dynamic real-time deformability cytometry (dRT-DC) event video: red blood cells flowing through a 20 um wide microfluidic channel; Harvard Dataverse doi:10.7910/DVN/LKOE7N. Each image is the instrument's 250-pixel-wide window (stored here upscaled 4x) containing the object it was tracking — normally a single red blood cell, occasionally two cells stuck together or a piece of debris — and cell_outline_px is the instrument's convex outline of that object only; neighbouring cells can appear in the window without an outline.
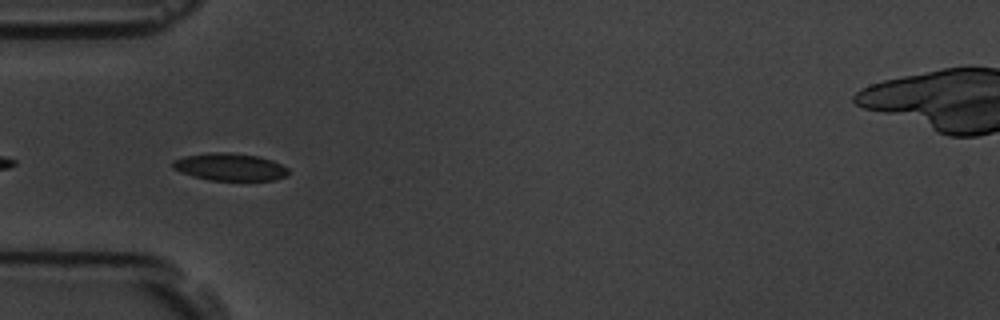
{"species": "common noctule bat (a hibernating species)", "species_latin": "Nyctalus noctula", "temperature_condition": "room temperature", "stored_images_in_passage": 7, "camera_frame_rate_fps": 3000, "um_per_image_px": 0.085, "animal": {"sex": "male", "body_mass_g": 19.5, "forearm_length_mm": 54.6}, "frame": {"image": 1, "passage_image": 6, "time_ms": 5.667, "image_size_px": [1000, 320], "cell_outline_px": [[288, 176], [276, 180], [208, 180], [192, 176], [180, 172], [172, 168], [172, 160], [184, 156], [208, 152], [228, 152], [256, 156], [272, 160], [288, 168]], "centroid_in_image_um": [19.51, 14.19], "position_along_channel_um": 65.5, "area_um2": 18.61}}
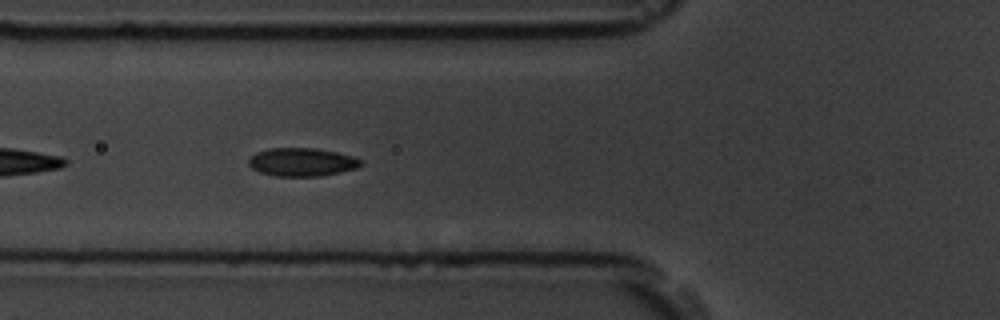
{"frame": {"image": 2, "passage_image": 7, "time_ms": 6.667, "image_size_px": [1000, 320], "cell_outline_px": [[364, 164], [356, 168], [340, 172], [320, 176], [272, 176], [260, 172], [252, 168], [248, 164], [248, 160], [256, 152], [268, 148], [316, 148], [336, 152], [352, 156], [364, 160]], "centroid_in_image_um": [25.67, 13.77], "position_along_channel_um": 100.1, "area_um2": 18.61}}